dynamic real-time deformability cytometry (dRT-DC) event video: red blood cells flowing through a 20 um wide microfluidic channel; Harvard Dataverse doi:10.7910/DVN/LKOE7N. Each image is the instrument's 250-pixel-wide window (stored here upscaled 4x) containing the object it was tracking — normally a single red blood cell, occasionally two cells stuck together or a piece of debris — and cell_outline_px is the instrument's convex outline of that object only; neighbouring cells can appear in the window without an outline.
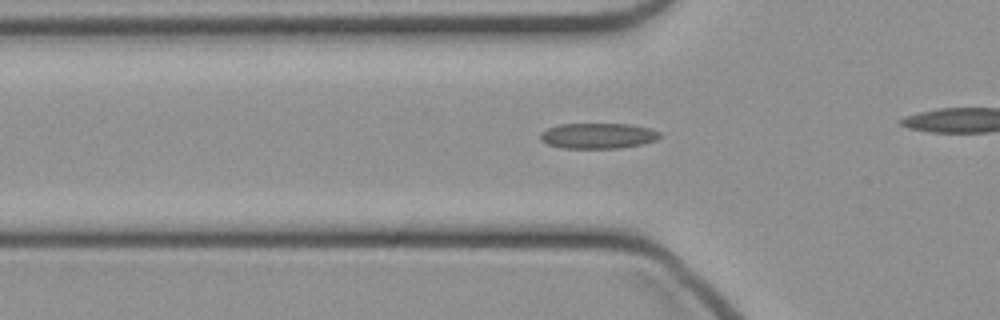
{"species": "common noctule bat (a hibernating species)", "species_latin": "Nyctalus noctula", "temperature_condition": "cold", "stored_images_in_passage": 34, "camera_frame_rate_fps": 3000, "um_per_image_px": 0.085, "animal": {"sex": "female", "body_mass_g": 21.9}, "frame": {"image": 1, "passage_image": 12, "time_ms": 3.667, "image_size_px": [1000, 320], "cell_outline_px": [[660, 136], [656, 140], [640, 144], [620, 148], [560, 148], [548, 144], [540, 140], [540, 132], [548, 128], [560, 124], [632, 124], [648, 128], [660, 132]], "centroid_in_image_um": [50.79, 11.54], "position_along_channel_um": 75.0, "area_um2": 17.74}}
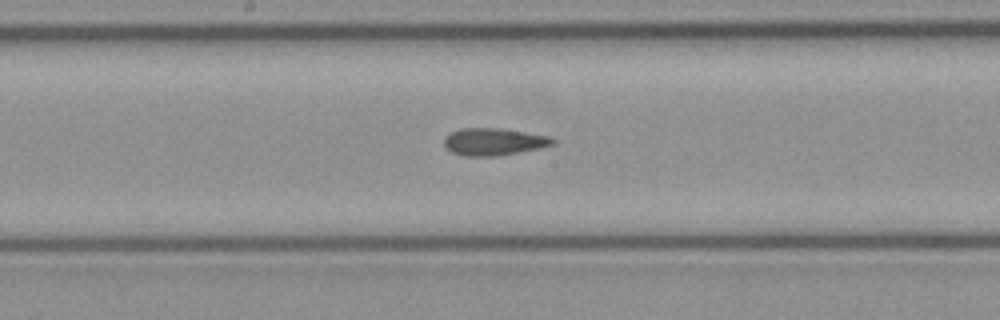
{"frame": {"image": 2, "passage_image": 21, "time_ms": 6.667, "image_size_px": [1000, 320], "cell_outline_px": [[556, 144], [540, 148], [496, 156], [464, 156], [452, 152], [444, 144], [444, 136], [460, 128], [504, 128], [548, 136], [556, 140]], "centroid_in_image_um": [41.98, 12.04], "position_along_channel_um": 206.2, "area_um2": 17.28}}
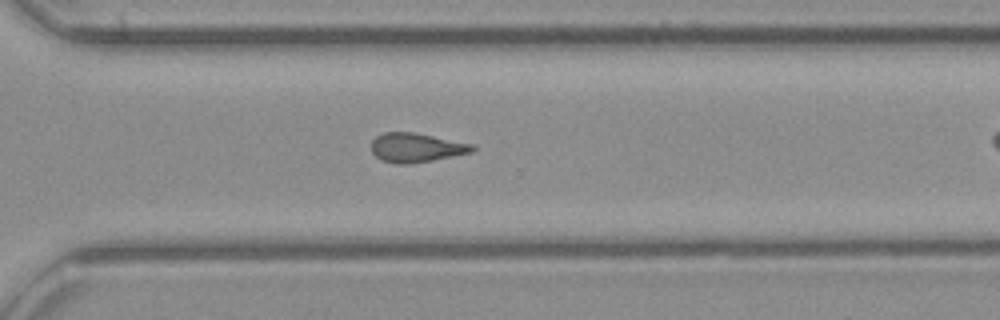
{"frame": {"image": 3, "passage_image": 30, "time_ms": 9.667, "image_size_px": [1000, 320], "cell_outline_px": [[476, 148], [472, 152], [412, 164], [396, 164], [380, 160], [372, 152], [372, 140], [376, 136], [384, 132], [412, 132], [472, 144]], "centroid_in_image_um": [35.34, 12.56], "position_along_channel_um": 335.3, "area_um2": 17.05}}